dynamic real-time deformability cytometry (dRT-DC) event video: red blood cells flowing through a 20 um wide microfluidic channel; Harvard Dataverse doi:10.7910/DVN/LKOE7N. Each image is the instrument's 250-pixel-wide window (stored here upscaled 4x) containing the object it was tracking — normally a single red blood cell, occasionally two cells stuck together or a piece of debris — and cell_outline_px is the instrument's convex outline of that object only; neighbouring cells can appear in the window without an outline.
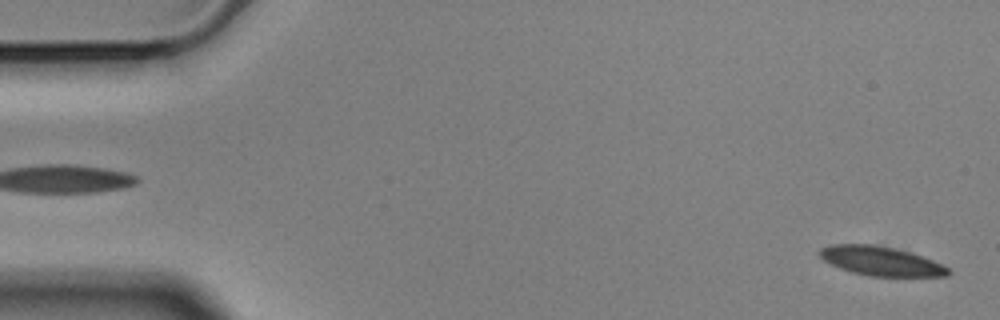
{"species": "Egyptian fruit bat (a non-hibernating species)", "species_latin": "Rousettus aegyptiacus", "temperature_condition": "cold", "stored_images_in_passage": 56, "camera_frame_rate_fps": 3000, "um_per_image_px": 0.085, "animal": {"sex": "male"}, "frame": {"image": 1, "passage_image": 1, "time_ms": 0.0, "image_size_px": [1000, 320], "cell_outline_px": [[952, 272], [948, 276], [868, 276], [852, 272], [840, 268], [824, 260], [816, 252], [820, 248], [832, 244], [872, 244], [896, 248], [932, 260], [948, 268]], "centroid_in_image_um": [74.84, 22.18], "position_along_channel_um": 10.2, "area_um2": 21.73}}
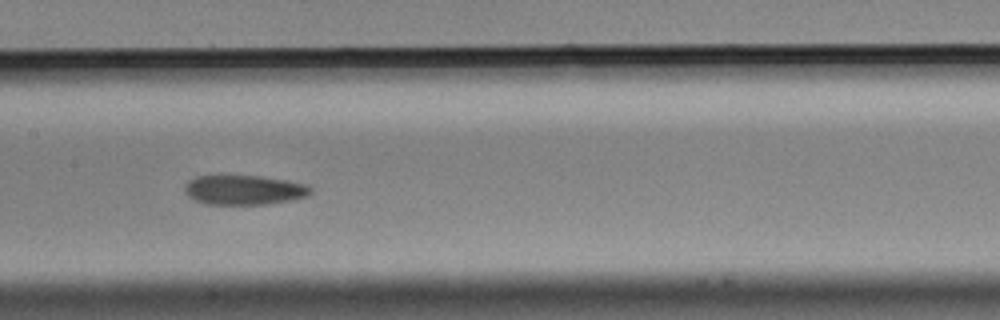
{"frame": {"image": 2, "passage_image": 27, "time_ms": 8.667, "image_size_px": [1000, 320], "cell_outline_px": [[312, 192], [308, 196], [292, 200], [268, 204], [204, 204], [188, 196], [184, 192], [184, 184], [188, 180], [196, 176], [220, 172], [260, 176], [284, 180], [304, 184], [312, 188]], "centroid_in_image_um": [20.66, 16.1], "position_along_channel_um": 186.7, "area_um2": 22.66}}
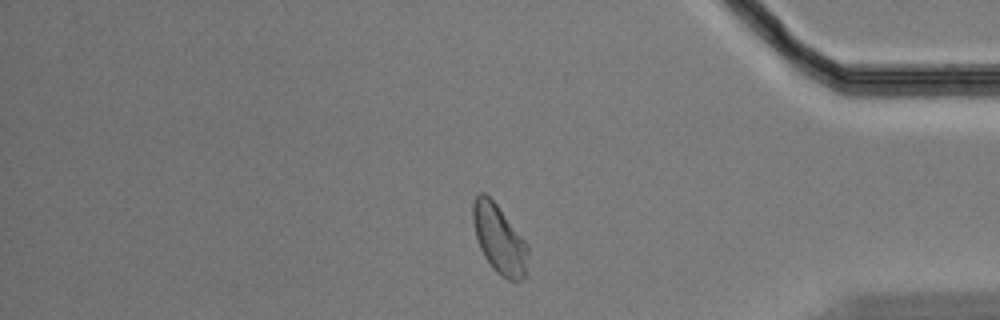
{"frame": {"image": 3, "passage_image": 47, "time_ms": 15.333, "image_size_px": [1000, 320], "cell_outline_px": [[528, 256], [524, 276], [516, 284], [500, 276], [492, 268], [484, 256], [480, 248], [476, 236], [472, 220], [472, 204], [476, 196], [480, 192], [484, 192], [496, 204], [528, 244]], "centroid_in_image_um": [42.43, 20.36], "position_along_channel_um": 392.8, "area_um2": 22.08}, "authors_computed_cell_mechanics": {"area_um2": 22.542, "velocity_mm_per_s": 3.4812, "shape_relaxation_time_tau1_ms": 4.6796, "shape_relaxation_time_tau2_ms": 3.4444, "deformation_change_tau1": 0.0888, "deformation_change_tau2": 0.0683}}